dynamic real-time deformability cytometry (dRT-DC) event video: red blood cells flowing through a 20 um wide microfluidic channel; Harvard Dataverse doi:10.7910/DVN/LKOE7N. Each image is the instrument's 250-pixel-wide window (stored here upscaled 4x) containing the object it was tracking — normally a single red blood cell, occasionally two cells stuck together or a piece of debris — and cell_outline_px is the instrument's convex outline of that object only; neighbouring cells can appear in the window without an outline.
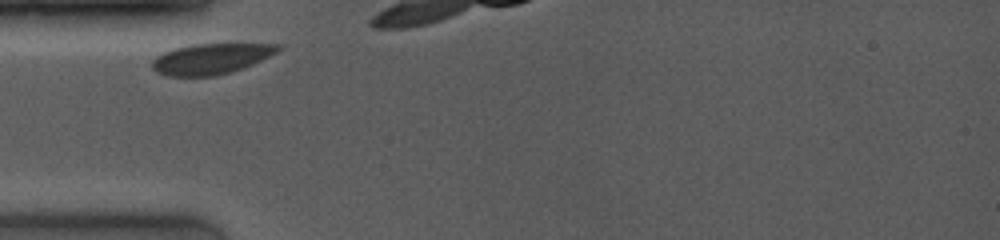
{"species": "common noctule bat (a hibernating species)", "species_latin": "Nyctalus noctula", "temperature_condition": "room temperature", "stored_images_in_passage": 28, "camera_frame_rate_fps": 4000, "um_per_image_px": 0.085, "animal": {"sex": "female", "body_mass_g": 19.0, "forearm_length_mm": 53.3}, "frame": {"image": 1, "passage_image": 1, "time_ms": 0.0, "image_size_px": [1000, 240], "cell_outline_px": [[280, 48], [276, 52], [252, 64], [228, 72], [212, 76], [168, 76], [156, 72], [152, 68], [152, 60], [156, 56], [164, 52], [176, 48], [192, 44], [280, 44]], "centroid_in_image_um": [17.87, 4.99], "position_along_channel_um": 67.1, "area_um2": 22.02}}